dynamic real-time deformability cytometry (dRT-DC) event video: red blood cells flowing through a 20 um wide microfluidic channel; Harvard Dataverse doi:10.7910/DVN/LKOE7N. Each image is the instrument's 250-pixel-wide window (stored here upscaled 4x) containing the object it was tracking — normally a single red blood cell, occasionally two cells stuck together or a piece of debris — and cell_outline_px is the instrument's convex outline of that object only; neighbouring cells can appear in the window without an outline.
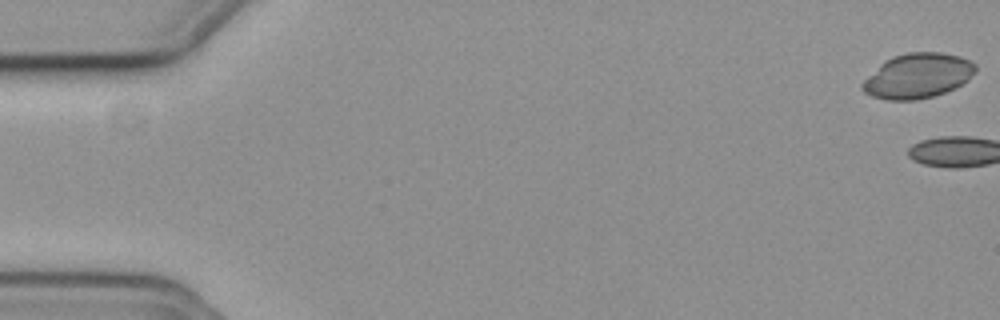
{"species": "common noctule bat (a hibernating species)", "species_latin": "Nyctalus noctula", "temperature_condition": "cold", "stored_images_in_passage": 3, "camera_frame_rate_fps": 3000, "um_per_image_px": 0.085, "animal": {"sex": "female", "body_mass_g": 19.3, "forearm_length_mm": 54.1}, "frame": {"image": 1, "passage_image": 1, "time_ms": 0.0, "image_size_px": [1000, 320], "cell_outline_px": [[976, 72], [968, 80], [956, 88], [932, 96], [916, 100], [888, 100], [872, 96], [864, 92], [860, 88], [860, 84], [884, 60], [892, 56], [908, 52], [940, 52], [960, 56], [976, 64]], "centroid_in_image_um": [78.0, 6.44], "position_along_channel_um": 7.0, "area_um2": 29.71}}